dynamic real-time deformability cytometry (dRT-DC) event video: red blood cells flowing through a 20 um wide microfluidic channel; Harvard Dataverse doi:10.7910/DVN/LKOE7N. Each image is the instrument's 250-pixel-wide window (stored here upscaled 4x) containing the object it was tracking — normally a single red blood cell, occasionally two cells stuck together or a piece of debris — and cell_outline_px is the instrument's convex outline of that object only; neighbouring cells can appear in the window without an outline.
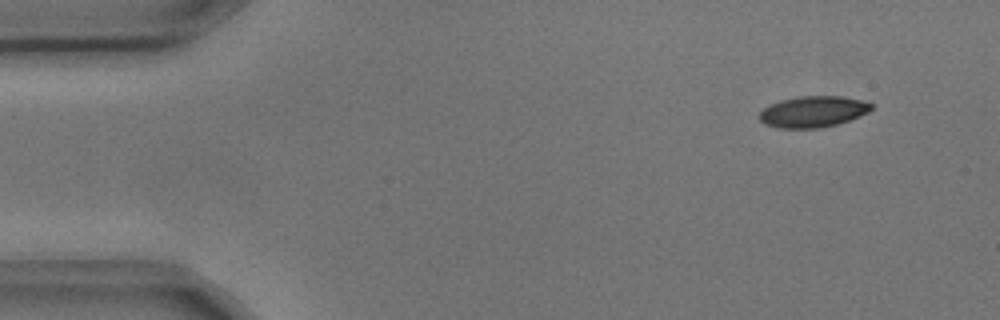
{"species": "common noctule bat (a hibernating species)", "species_latin": "Nyctalus noctula", "temperature_condition": "cold", "stored_images_in_passage": 4, "camera_frame_rate_fps": 3000, "um_per_image_px": 0.085, "animal": {"sex": "male", "body_mass_g": 17.9, "forearm_length_mm": 54.2}, "frame": {"image": 1, "passage_image": 1, "time_ms": 0.0, "image_size_px": [1000, 320], "cell_outline_px": [[872, 108], [868, 112], [860, 116], [836, 124], [820, 128], [780, 128], [764, 124], [760, 120], [760, 112], [768, 104], [780, 100], [800, 96], [844, 96], [860, 100], [872, 104]], "centroid_in_image_um": [69.08, 9.49], "position_along_channel_um": 15.9, "area_um2": 20.29}}
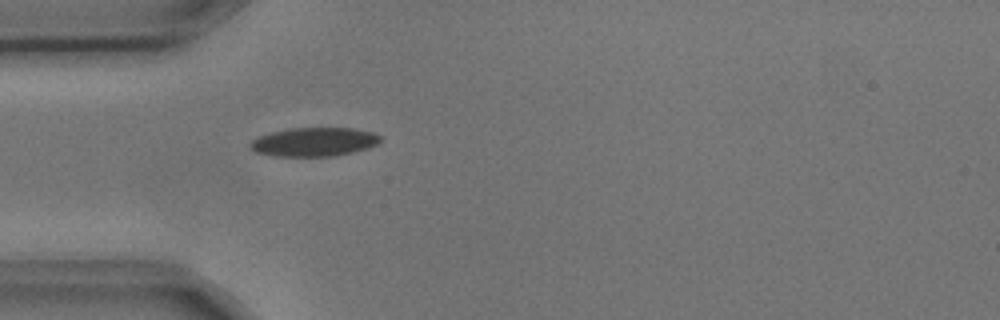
{"frame": {"image": 2, "passage_image": 4, "time_ms": 1.0, "image_size_px": [1000, 320], "cell_outline_px": [[380, 140], [376, 144], [368, 148], [336, 156], [272, 156], [256, 152], [248, 148], [248, 144], [252, 140], [260, 136], [272, 132], [288, 128], [352, 128], [372, 132], [380, 136]], "centroid_in_image_um": [26.66, 12.07], "position_along_channel_um": 58.3, "area_um2": 21.85}}